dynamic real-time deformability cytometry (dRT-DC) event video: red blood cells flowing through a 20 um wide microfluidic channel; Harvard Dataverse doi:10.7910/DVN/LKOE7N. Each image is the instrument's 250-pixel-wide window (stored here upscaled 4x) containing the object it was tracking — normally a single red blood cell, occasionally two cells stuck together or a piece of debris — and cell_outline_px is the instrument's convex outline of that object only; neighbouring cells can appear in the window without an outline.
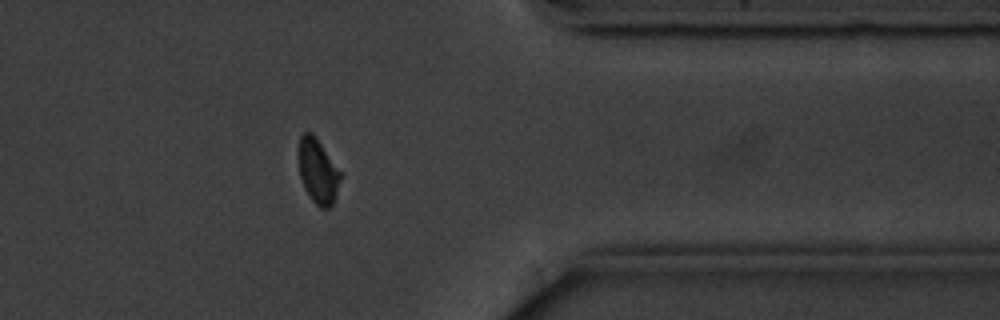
{"species": "common noctule bat (a hibernating species)", "species_latin": "Nyctalus noctula", "temperature_condition": "cold", "stored_images_in_passage": 15, "camera_frame_rate_fps": 3000, "um_per_image_px": 0.085, "animal": {"sex": "male", "body_mass_g": 20.1, "forearm_length_mm": 53.5}, "frame": {"image": 1, "passage_image": 13, "time_ms": 15.0, "image_size_px": [1000, 320], "cell_outline_px": [[340, 180], [332, 204], [328, 208], [320, 208], [308, 196], [304, 188], [300, 176], [300, 136], [304, 132], [312, 132], [340, 172]], "centroid_in_image_um": [27.01, 14.58], "position_along_channel_um": 384.4, "area_um2": 15.14}}
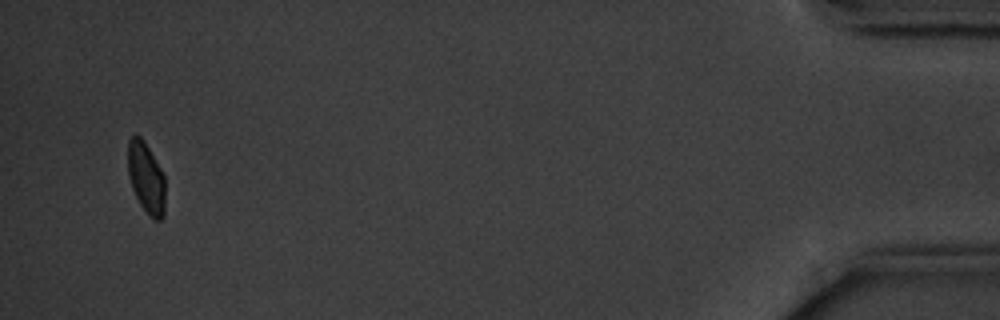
{"frame": {"image": 2, "passage_image": 15, "time_ms": 18.0, "image_size_px": [1000, 320], "cell_outline_px": [[164, 216], [160, 220], [156, 220], [140, 204], [132, 188], [128, 172], [128, 140], [132, 136], [140, 136], [144, 140], [160, 168], [164, 176]], "centroid_in_image_um": [12.41, 15.09], "position_along_channel_um": 422.8, "area_um2": 15.09}, "authors_computed_cell_mechanics": {"area_um2": 16.9354, "velocity_mm_per_s": 3.5438, "shape_relaxation_time_tau1_ms": 2.017, "shape_relaxation_time_tau2_ms": null, "deformation_change_tau1": 0.0712, "deformation_change_tau2": null}}